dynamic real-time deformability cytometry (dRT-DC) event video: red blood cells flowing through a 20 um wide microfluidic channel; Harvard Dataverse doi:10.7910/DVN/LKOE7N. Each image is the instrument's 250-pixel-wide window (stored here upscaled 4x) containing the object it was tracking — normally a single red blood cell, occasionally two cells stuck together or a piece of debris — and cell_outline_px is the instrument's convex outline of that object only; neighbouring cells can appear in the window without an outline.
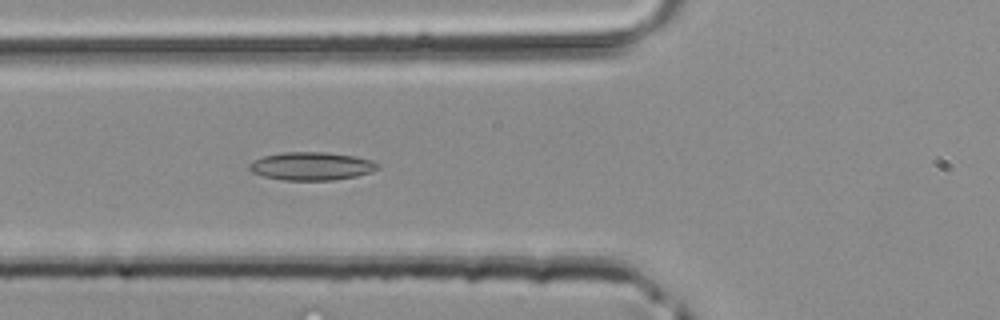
{"species": "common noctule bat (a hibernating species)", "species_latin": "Nyctalus noctula", "temperature_condition": "room temperature", "stored_images_in_passage": 38, "segment_of_instrument_passage": [1, 2], "camera_frame_rate_fps": 3000, "um_per_image_px": 0.085, "animal": {"sex": "male", "body_mass_g": 20.4}, "frame": {"image": 1, "passage_image": 9, "time_ms": 2.667, "image_size_px": [1000, 320], "cell_outline_px": [[380, 168], [356, 176], [332, 180], [284, 180], [264, 176], [252, 172], [248, 168], [248, 164], [252, 160], [264, 156], [284, 152], [324, 152], [352, 156], [372, 160], [380, 164]], "centroid_in_image_um": [26.45, 14.12], "position_along_channel_um": 99.3, "area_um2": 20.92}}
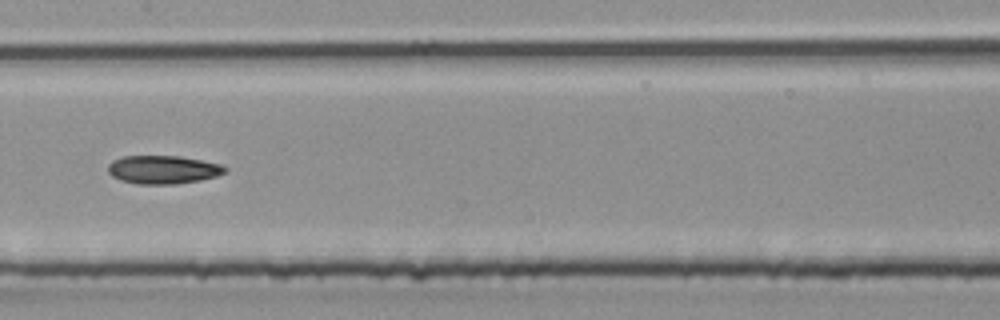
{"frame": {"image": 2, "passage_image": 15, "time_ms": 4.667, "image_size_px": [1000, 320], "cell_outline_px": [[228, 168], [224, 172], [216, 176], [200, 180], [176, 184], [140, 184], [120, 180], [112, 176], [108, 172], [108, 164], [112, 160], [120, 156], [180, 156], [220, 164]], "centroid_in_image_um": [13.82, 14.41], "position_along_channel_um": 193.6, "area_um2": 19.31}}
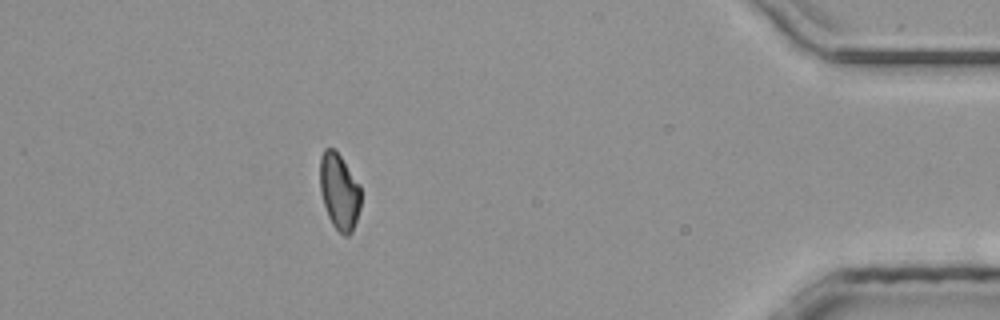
{"frame": {"image": 3, "passage_image": 32, "time_ms": 10.333, "image_size_px": [1000, 320], "cell_outline_px": [[360, 208], [352, 232], [348, 236], [344, 236], [332, 224], [328, 216], [320, 192], [320, 156], [324, 148], [332, 148], [340, 156], [360, 184]], "centroid_in_image_um": [28.83, 16.28], "position_along_channel_um": 406.4, "area_um2": 18.09}}